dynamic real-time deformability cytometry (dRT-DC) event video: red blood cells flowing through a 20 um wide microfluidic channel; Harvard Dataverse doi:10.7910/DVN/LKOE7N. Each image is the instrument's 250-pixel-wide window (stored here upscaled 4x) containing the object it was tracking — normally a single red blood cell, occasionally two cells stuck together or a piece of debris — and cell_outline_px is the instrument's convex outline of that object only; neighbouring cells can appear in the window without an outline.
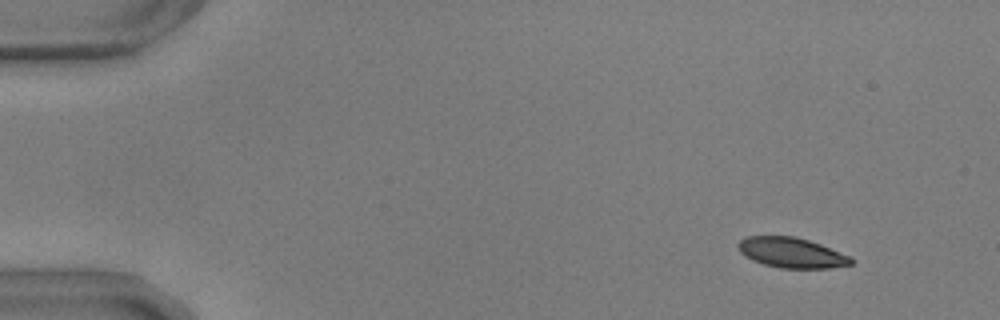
{"species": "common noctule bat (a hibernating species)", "species_latin": "Nyctalus noctula", "temperature_condition": "warm", "stored_images_in_passage": 51, "camera_frame_rate_fps": 3000, "um_per_image_px": 0.085, "animal": {"sex": "male", "body_mass_g": 17.9, "forearm_length_mm": 54.2}, "frame": {"image": 1, "passage_image": 1, "time_ms": 0.0, "image_size_px": [1000, 320], "cell_outline_px": [[852, 264], [828, 268], [780, 268], [764, 264], [752, 260], [744, 256], [740, 252], [736, 244], [744, 236], [796, 236], [820, 244], [852, 256]], "centroid_in_image_um": [67.25, 21.47], "position_along_channel_um": 17.7, "area_um2": 20.0}}
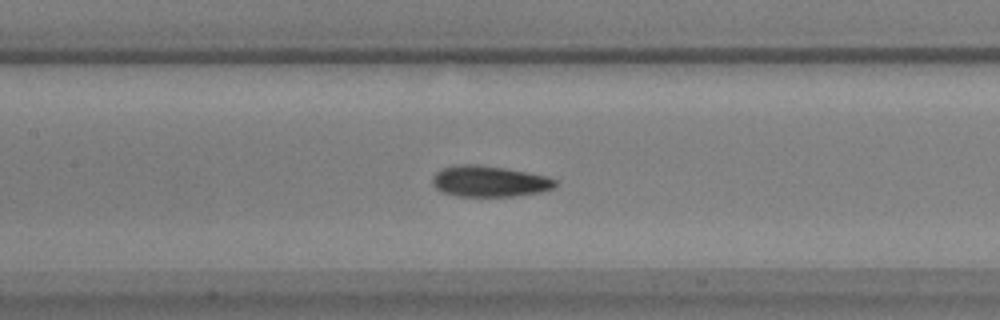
{"frame": {"image": 2, "passage_image": 22, "time_ms": 7.0, "image_size_px": [1000, 320], "cell_outline_px": [[556, 184], [552, 188], [540, 192], [512, 196], [456, 196], [444, 192], [436, 188], [432, 184], [432, 176], [436, 172], [444, 168], [460, 164], [476, 164], [504, 168], [544, 176], [556, 180]], "centroid_in_image_um": [41.54, 15.41], "position_along_channel_um": 165.9, "area_um2": 21.85}}
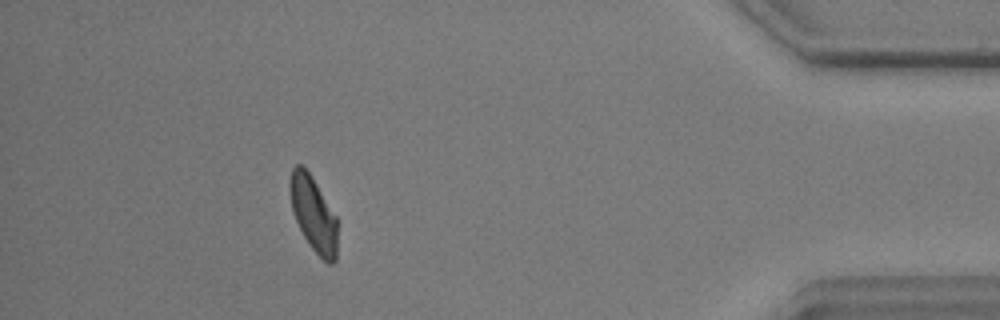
{"frame": {"image": 3, "passage_image": 46, "time_ms": 15.0, "image_size_px": [1000, 320], "cell_outline_px": [[336, 260], [332, 264], [328, 264], [312, 248], [304, 236], [296, 220], [292, 208], [288, 188], [288, 184], [292, 168], [296, 164], [300, 164], [308, 172], [316, 184], [336, 216]], "centroid_in_image_um": [26.61, 18.17], "position_along_channel_um": 408.6, "area_um2": 20.35}, "authors_computed_cell_mechanics": {"area_um2": 21.675, "velocity_mm_per_s": 3.6355, "shape_relaxation_time_tau1_ms": 2.9696, "shape_relaxation_time_tau2_ms": 2.7935, "deformation_change_tau1": 0.1216, "deformation_change_tau2": 0.0896}}